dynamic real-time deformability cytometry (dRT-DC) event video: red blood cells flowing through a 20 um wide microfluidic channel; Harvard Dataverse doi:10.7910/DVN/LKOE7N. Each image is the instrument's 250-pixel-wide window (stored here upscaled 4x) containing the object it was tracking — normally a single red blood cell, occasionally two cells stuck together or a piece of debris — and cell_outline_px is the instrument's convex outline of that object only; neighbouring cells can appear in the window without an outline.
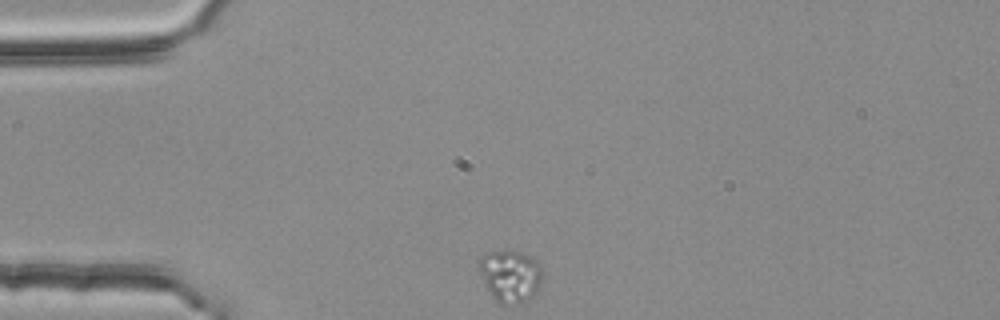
{"species": "common noctule bat (a hibernating species)", "species_latin": "Nyctalus noctula", "temperature_condition": "room temperature", "stored_images_in_passage": 35, "camera_frame_rate_fps": 3000, "um_per_image_px": 0.085, "animal": {"sex": "female", "body_mass_g": 25.1}, "frame": {"image": 1, "passage_image": 1, "time_ms": 0.0, "image_size_px": [1000, 320], "cell_outline_px": [[544, 280], [540, 292], [528, 300], [516, 304], [500, 304], [492, 296], [484, 284], [480, 272], [480, 256], [484, 252], [524, 252], [532, 256], [540, 264]], "centroid_in_image_um": [43.45, 23.48], "position_along_channel_um": 41.6, "area_um2": 19.65}}